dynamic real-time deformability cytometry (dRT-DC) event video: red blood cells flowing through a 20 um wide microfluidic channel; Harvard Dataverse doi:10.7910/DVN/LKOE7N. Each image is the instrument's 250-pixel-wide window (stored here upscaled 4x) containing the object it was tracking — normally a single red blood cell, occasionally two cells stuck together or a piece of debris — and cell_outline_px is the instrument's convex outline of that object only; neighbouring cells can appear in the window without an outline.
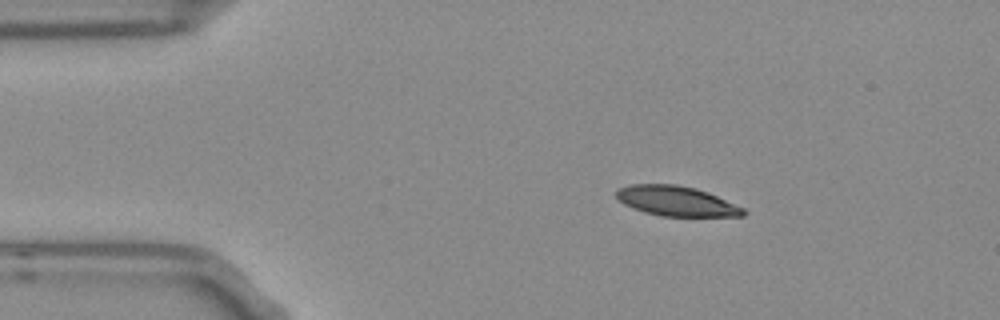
{"species": "Egyptian fruit bat (a non-hibernating species)", "species_latin": "Rousettus aegyptiacus", "temperature_condition": "room temperature", "stored_images_in_passage": 46, "camera_frame_rate_fps": 3000, "um_per_image_px": 0.085, "frame": {"image": 1, "passage_image": 1, "time_ms": 0.0, "image_size_px": [1000, 320], "cell_outline_px": [[744, 212], [740, 216], [668, 216], [648, 212], [636, 208], [620, 200], [616, 196], [616, 192], [620, 188], [636, 184], [668, 184], [692, 188], [716, 196], [744, 208]], "centroid_in_image_um": [57.51, 17.09], "position_along_channel_um": 27.5, "area_um2": 21.04}}
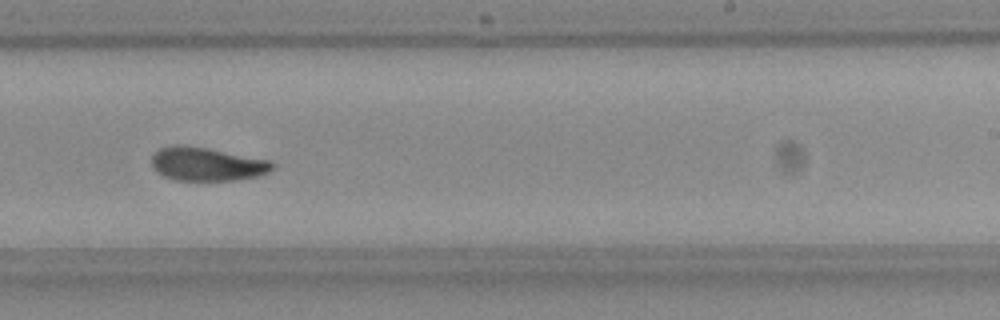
{"frame": {"image": 2, "passage_image": 25, "time_ms": 8.0, "image_size_px": [1000, 320], "cell_outline_px": [[272, 168], [264, 172], [252, 176], [224, 180], [188, 180], [168, 176], [160, 172], [156, 168], [152, 160], [152, 156], [156, 152], [164, 148], [200, 148], [264, 160], [272, 164]], "centroid_in_image_um": [17.56, 13.98], "position_along_channel_um": 271.4, "area_um2": 20.98}}
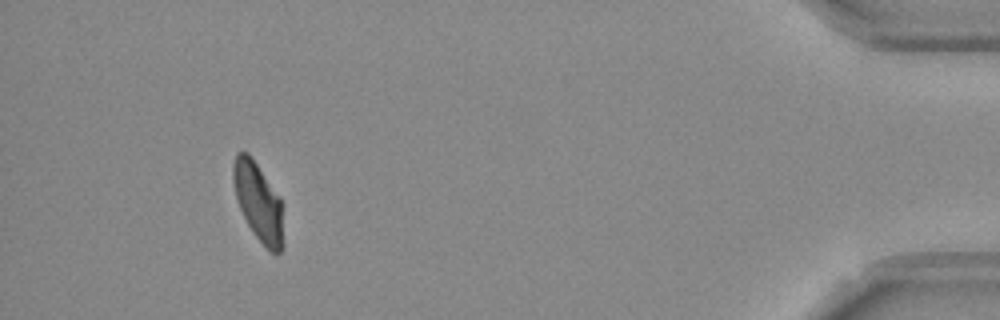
{"frame": {"image": 3, "passage_image": 42, "time_ms": 13.667, "image_size_px": [1000, 320], "cell_outline_px": [[280, 252], [272, 252], [256, 236], [248, 224], [244, 216], [236, 196], [236, 156], [240, 152], [244, 152], [256, 164], [280, 200]], "centroid_in_image_um": [21.95, 17.2], "position_along_channel_um": 413.3, "area_um2": 20.23}, "authors_computed_cell_mechanics": {"area_um2": 21.2993, "velocity_mm_per_s": 3.7181, "shape_relaxation_time_tau1_ms": 7.0808, "shape_relaxation_time_tau2_ms": 8.1226, "deformation_change_tau1": 0.2078, "deformation_change_tau2": 0.1527}}